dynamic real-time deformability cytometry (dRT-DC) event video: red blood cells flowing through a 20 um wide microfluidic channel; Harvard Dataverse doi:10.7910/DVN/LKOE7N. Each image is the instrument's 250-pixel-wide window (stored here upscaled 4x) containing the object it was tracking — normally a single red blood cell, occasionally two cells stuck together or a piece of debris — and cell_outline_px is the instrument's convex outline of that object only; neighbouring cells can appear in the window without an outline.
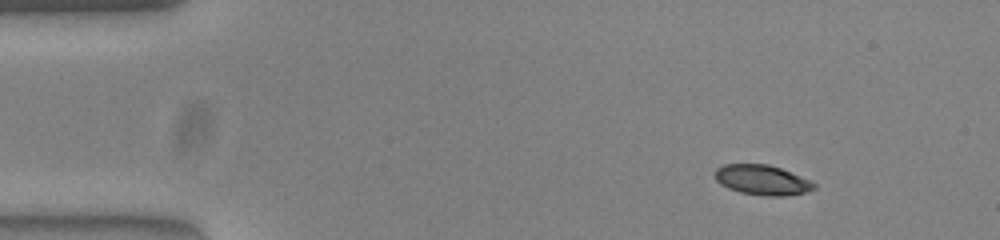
{"species": "common noctule bat (a hibernating species)", "species_latin": "Nyctalus noctula", "temperature_condition": "warm", "stored_images_in_passage": 48, "camera_frame_rate_fps": 3000, "um_per_image_px": 0.085, "animal": {"sex": "female", "body_mass_g": 23.0, "forearm_length_mm": 53.4}, "frame": {"image": 1, "passage_image": 1, "time_ms": 0.0, "image_size_px": [1000, 240], "cell_outline_px": [[816, 188], [804, 192], [784, 196], [764, 196], [740, 192], [728, 188], [720, 184], [716, 180], [712, 172], [716, 168], [724, 164], [768, 164], [780, 168], [808, 180], [816, 184]], "centroid_in_image_um": [64.71, 15.29], "position_along_channel_um": 20.3, "area_um2": 17.28}}
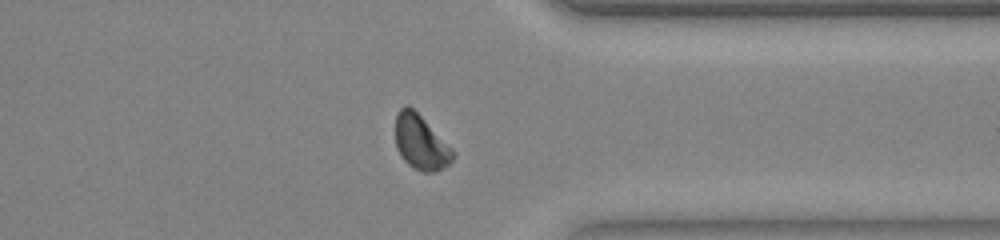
{"frame": {"image": 2, "passage_image": 36, "time_ms": 11.667, "image_size_px": [1000, 240], "cell_outline_px": [[456, 156], [444, 168], [436, 172], [424, 172], [412, 168], [404, 160], [396, 148], [396, 112], [404, 104], [408, 104], [456, 152]], "centroid_in_image_um": [35.76, 12.12], "position_along_channel_um": 375.6, "area_um2": 18.26}}
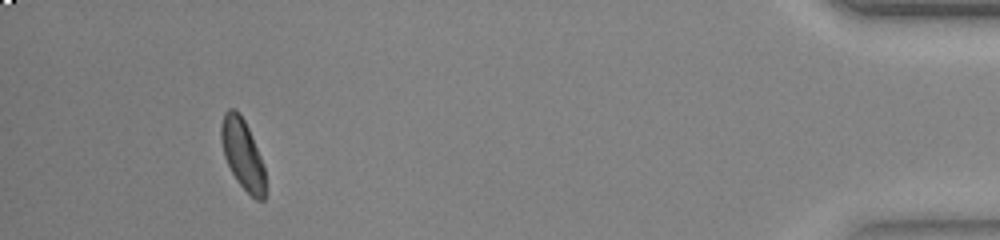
{"frame": {"image": 3, "passage_image": 44, "time_ms": 14.333, "image_size_px": [1000, 240], "cell_outline_px": [[264, 200], [256, 200], [236, 180], [224, 156], [220, 140], [220, 124], [224, 112], [228, 108], [236, 108], [244, 120], [248, 128], [260, 156], [264, 168]], "centroid_in_image_um": [20.57, 13.05], "position_along_channel_um": 414.6, "area_um2": 17.86}, "authors_computed_cell_mechanics": {"area_um2": 18.3226, "velocity_mm_per_s": 3.8536, "shape_relaxation_time_tau1_ms": 3.7501, "shape_relaxation_time_tau2_ms": 4.5025, "deformation_change_tau1": 0.1291, "deformation_change_tau2": 0.0637}}